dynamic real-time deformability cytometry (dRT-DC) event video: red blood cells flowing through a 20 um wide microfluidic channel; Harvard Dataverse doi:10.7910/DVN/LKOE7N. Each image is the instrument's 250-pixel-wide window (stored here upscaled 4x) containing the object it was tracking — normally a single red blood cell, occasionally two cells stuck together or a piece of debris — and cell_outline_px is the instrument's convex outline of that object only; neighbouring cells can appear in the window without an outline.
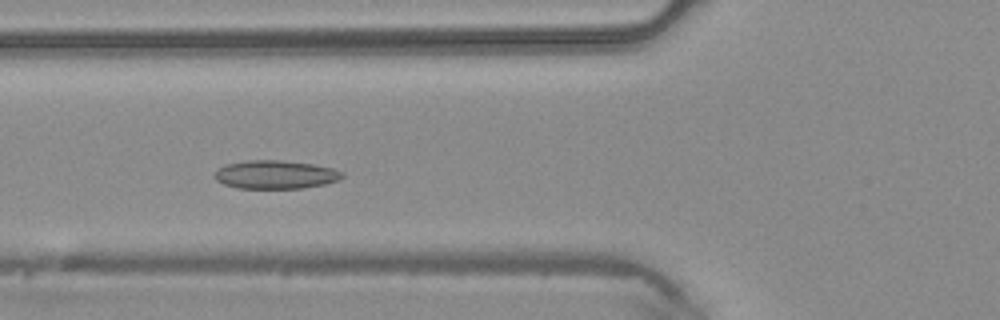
{"species": "common noctule bat (a hibernating species)", "species_latin": "Nyctalus noctula", "temperature_condition": "warm", "stored_images_in_passage": 43, "camera_frame_rate_fps": 3000, "um_per_image_px": 0.085, "animal": {"sex": "male", "body_mass_g": 20.4}, "frame": {"image": 1, "passage_image": 14, "time_ms": 4.333, "image_size_px": [1000, 320], "cell_outline_px": [[344, 176], [340, 180], [324, 184], [304, 188], [236, 188], [224, 184], [216, 180], [212, 176], [216, 168], [224, 164], [248, 160], [284, 160], [316, 164], [332, 168], [344, 172]], "centroid_in_image_um": [23.4, 14.83], "position_along_channel_um": 102.4, "area_um2": 21.56}}
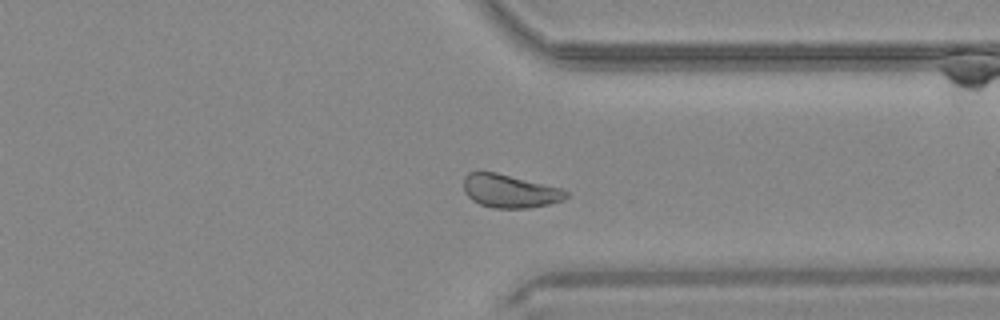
{"frame": {"image": 2, "passage_image": 32, "time_ms": 10.333, "image_size_px": [1000, 320], "cell_outline_px": [[568, 196], [564, 200], [548, 204], [528, 208], [492, 208], [480, 204], [472, 200], [464, 192], [464, 176], [468, 172], [496, 172], [560, 188], [568, 192]], "centroid_in_image_um": [43.31, 16.24], "position_along_channel_um": 368.1, "area_um2": 19.77}}
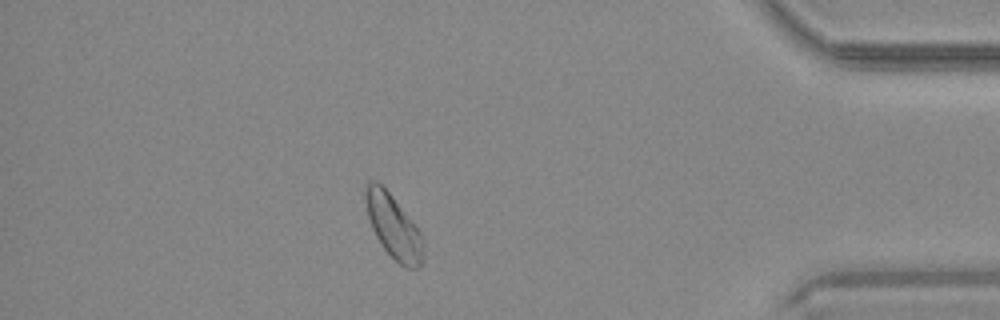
{"frame": {"image": 3, "passage_image": 37, "time_ms": 12.0, "image_size_px": [1000, 320], "cell_outline_px": [[424, 256], [420, 268], [404, 268], [384, 248], [376, 236], [372, 228], [368, 216], [364, 200], [364, 184], [368, 180], [376, 180], [388, 192], [420, 232], [424, 240]], "centroid_in_image_um": [33.43, 19.26], "position_along_channel_um": 401.8, "area_um2": 21.33}}